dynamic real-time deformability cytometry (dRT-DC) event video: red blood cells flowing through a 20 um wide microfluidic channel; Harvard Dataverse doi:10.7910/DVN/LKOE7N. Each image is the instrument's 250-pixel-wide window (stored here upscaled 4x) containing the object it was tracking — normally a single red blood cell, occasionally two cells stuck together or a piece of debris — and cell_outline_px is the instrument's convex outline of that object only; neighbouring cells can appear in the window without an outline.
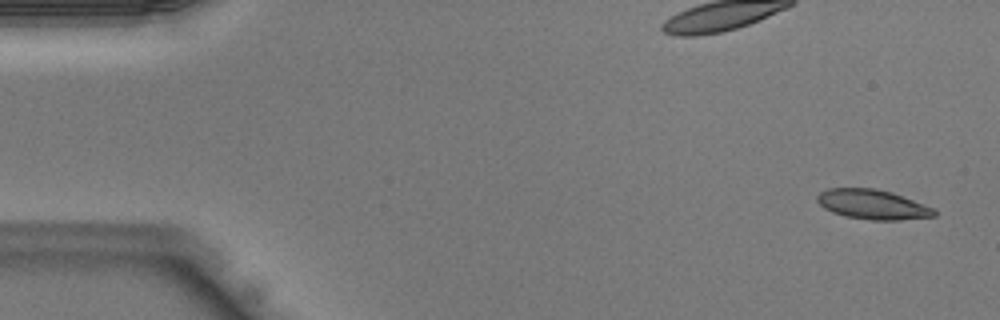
{"species": "Egyptian fruit bat (a non-hibernating species)", "species_latin": "Rousettus aegyptiacus", "temperature_condition": "warm", "stored_images_in_passage": 42, "camera_frame_rate_fps": 3000, "um_per_image_px": 0.085, "animal": {"sex": "male"}, "frame": {"image": 1, "passage_image": 1, "time_ms": 0.0, "image_size_px": [1000, 320], "cell_outline_px": [[936, 216], [900, 220], [872, 220], [844, 216], [832, 212], [824, 208], [816, 200], [816, 196], [820, 192], [828, 188], [876, 188], [892, 192], [936, 208]], "centroid_in_image_um": [74.19, 17.37], "position_along_channel_um": 10.8, "area_um2": 20.46}}
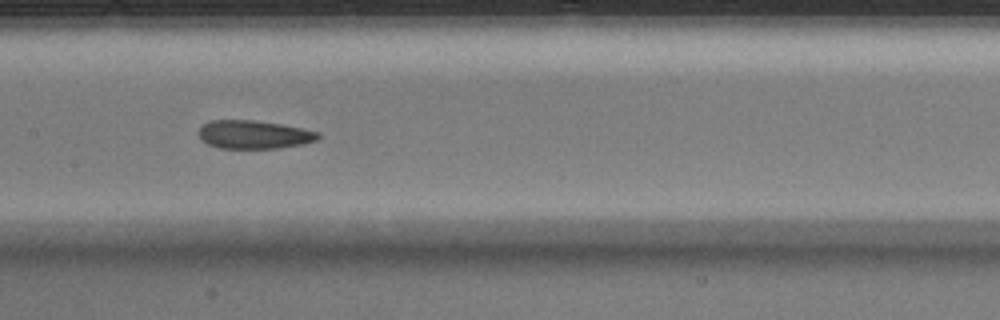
{"frame": {"image": 2, "passage_image": 20, "time_ms": 6.333, "image_size_px": [1000, 320], "cell_outline_px": [[320, 136], [316, 140], [304, 144], [280, 148], [220, 148], [208, 144], [200, 140], [200, 128], [204, 124], [212, 120], [252, 120], [280, 124], [320, 132]], "centroid_in_image_um": [21.6, 11.44], "position_along_channel_um": 185.8, "area_um2": 19.59}}
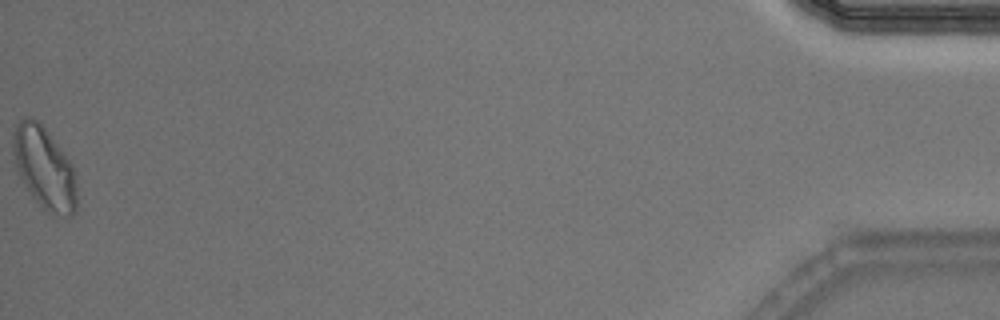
{"frame": {"image": 3, "passage_image": 42, "time_ms": 13.667, "image_size_px": [1000, 320], "cell_outline_px": [[76, 212], [72, 216], [68, 216], [48, 212], [36, 200], [24, 184], [16, 168], [12, 152], [12, 140], [16, 124], [24, 116], [32, 116], [48, 132], [64, 152], [72, 164], [76, 172]], "centroid_in_image_um": [3.77, 14.25], "position_along_channel_um": 431.4, "area_um2": 30.46}}